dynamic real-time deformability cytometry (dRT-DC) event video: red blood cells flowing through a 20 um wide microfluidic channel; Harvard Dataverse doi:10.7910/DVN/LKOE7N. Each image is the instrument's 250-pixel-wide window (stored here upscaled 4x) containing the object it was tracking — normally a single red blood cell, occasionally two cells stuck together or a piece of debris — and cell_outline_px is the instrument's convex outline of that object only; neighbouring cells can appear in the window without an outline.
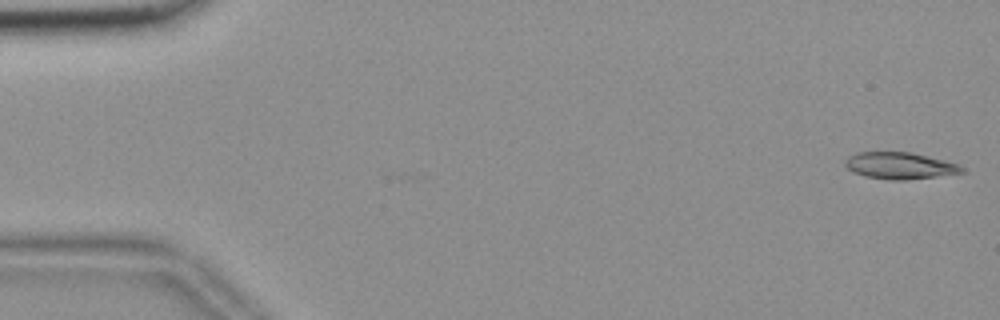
{"species": "common noctule bat (a hibernating species)", "species_latin": "Nyctalus noctula", "temperature_condition": "room temperature", "stored_images_in_passage": 56, "camera_frame_rate_fps": 3000, "um_per_image_px": 0.085, "animal": {"sex": "female", "body_mass_g": 18.4}, "frame": {"image": 1, "passage_image": 1, "time_ms": 0.0, "image_size_px": [1000, 320], "cell_outline_px": [[968, 172], [904, 180], [888, 180], [864, 176], [848, 168], [844, 164], [844, 160], [848, 156], [856, 152], [912, 152], [960, 164]], "centroid_in_image_um": [76.51, 14.07], "position_along_channel_um": 8.5, "area_um2": 18.26}}
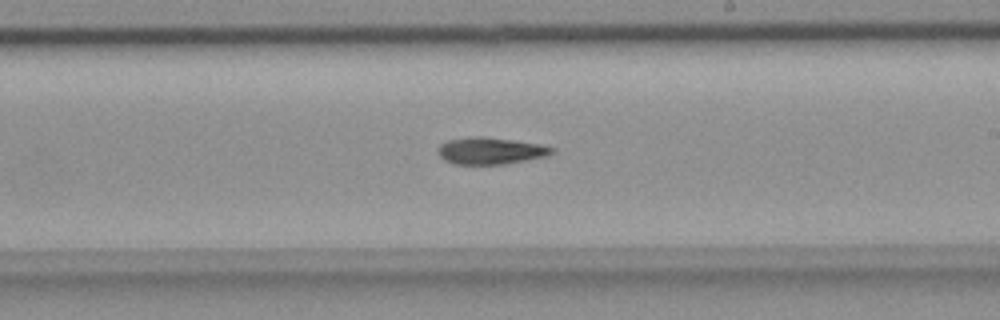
{"frame": {"image": 2, "passage_image": 32, "time_ms": 10.333, "image_size_px": [1000, 320], "cell_outline_px": [[556, 148], [552, 152], [544, 156], [504, 164], [452, 164], [444, 160], [440, 156], [436, 148], [440, 144], [448, 140], [472, 136], [484, 136], [540, 144]], "centroid_in_image_um": [41.63, 12.81], "position_along_channel_um": 247.4, "area_um2": 17.74}}
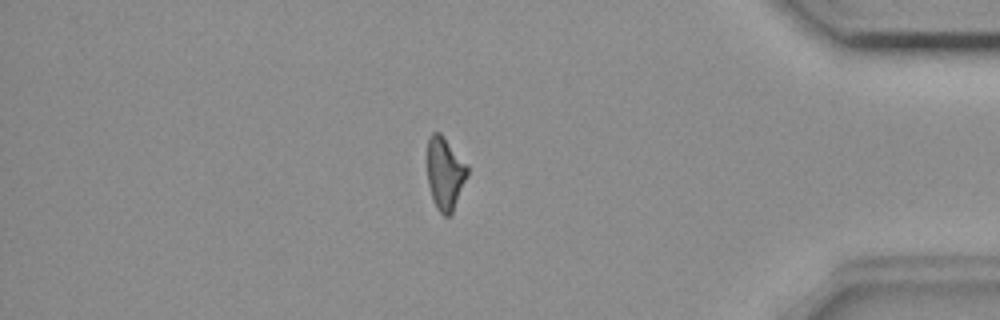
{"frame": {"image": 3, "passage_image": 47, "time_ms": 15.333, "image_size_px": [1000, 320], "cell_outline_px": [[468, 172], [452, 216], [444, 216], [436, 208], [432, 200], [428, 184], [428, 136], [432, 132], [440, 132], [444, 136], [468, 168]], "centroid_in_image_um": [37.8, 14.77], "position_along_channel_um": 397.4, "area_um2": 16.88}, "authors_computed_cell_mechanics": {"area_um2": 17.8891, "velocity_mm_per_s": 3.6672, "shape_relaxation_time_tau1_ms": 9.4839, "shape_relaxation_time_tau2_ms": null, "deformation_change_tau1": 0.1935, "deformation_change_tau2": null}}